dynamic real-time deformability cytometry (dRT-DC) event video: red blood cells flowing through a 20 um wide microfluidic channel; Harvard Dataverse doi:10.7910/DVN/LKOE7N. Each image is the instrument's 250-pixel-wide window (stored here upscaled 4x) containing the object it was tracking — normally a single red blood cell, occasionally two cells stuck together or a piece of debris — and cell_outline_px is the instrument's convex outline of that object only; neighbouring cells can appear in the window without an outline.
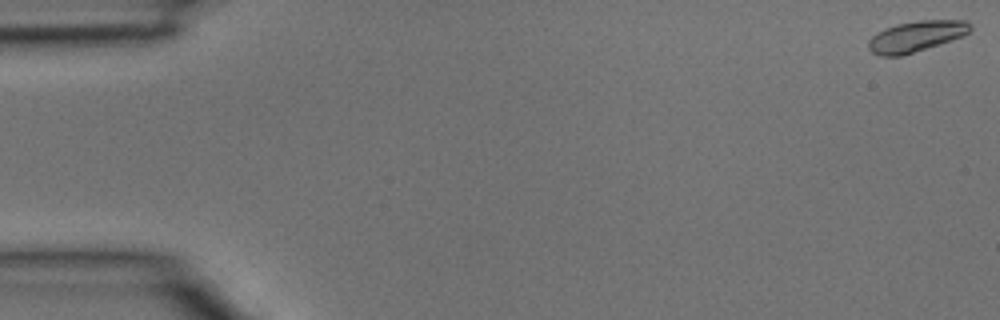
{"species": "common noctule bat (a hibernating species)", "species_latin": "Nyctalus noctula", "temperature_condition": "room temperature", "stored_images_in_passage": 40, "camera_frame_rate_fps": 3000, "um_per_image_px": 0.085, "animal": {"sex": "male", "body_mass_g": 15.6}, "frame": {"image": 1, "passage_image": 1, "time_ms": 0.0, "image_size_px": [1000, 320], "cell_outline_px": [[972, 28], [964, 36], [940, 44], [900, 56], [880, 56], [872, 52], [868, 48], [868, 40], [876, 32], [884, 28], [896, 24], [920, 20], [968, 20], [972, 24]], "centroid_in_image_um": [77.88, 3.08], "position_along_channel_um": 7.1, "area_um2": 18.44}}
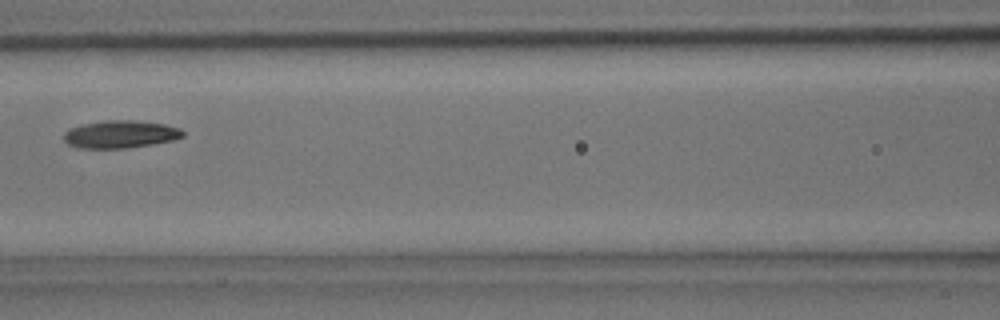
{"frame": {"image": 2, "passage_image": 18, "time_ms": 5.667, "image_size_px": [1000, 320], "cell_outline_px": [[184, 136], [172, 140], [152, 144], [128, 148], [80, 148], [68, 144], [64, 140], [64, 132], [68, 128], [84, 124], [108, 120], [132, 120], [164, 124], [180, 128], [184, 132]], "centroid_in_image_um": [10.22, 11.41], "position_along_channel_um": 156.4, "area_um2": 19.07}}
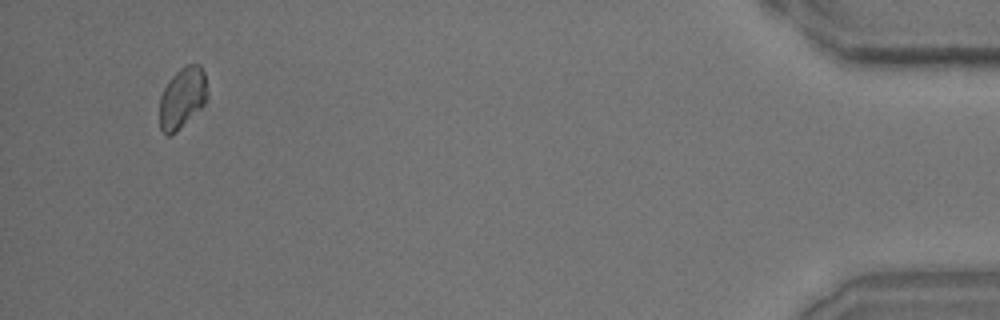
{"frame": {"image": 3, "passage_image": 38, "time_ms": 12.333, "image_size_px": [1000, 320], "cell_outline_px": [[208, 96], [204, 104], [176, 132], [168, 136], [164, 136], [160, 128], [160, 96], [164, 88], [172, 76], [184, 64], [200, 64], [204, 72], [208, 92]], "centroid_in_image_um": [15.5, 8.31], "position_along_channel_um": 419.7, "area_um2": 17.05}}